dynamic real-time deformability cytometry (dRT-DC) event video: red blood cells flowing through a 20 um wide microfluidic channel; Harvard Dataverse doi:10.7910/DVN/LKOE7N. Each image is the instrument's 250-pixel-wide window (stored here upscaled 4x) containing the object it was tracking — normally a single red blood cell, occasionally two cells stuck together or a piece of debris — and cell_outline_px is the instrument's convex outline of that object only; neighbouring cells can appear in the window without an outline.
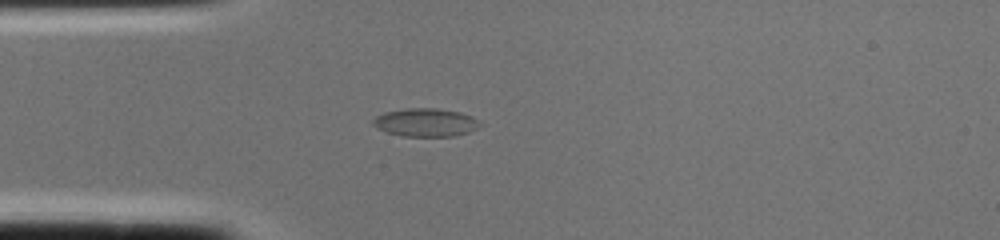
{"species": "common noctule bat (a hibernating species)", "species_latin": "Nyctalus noctula", "temperature_condition": "cold", "stored_images_in_passage": 1, "camera_frame_rate_fps": 3000, "um_per_image_px": 0.085, "animal": {"sex": "female", "body_mass_g": 22.0, "forearm_length_mm": 56.7}, "frame": {"image": 1, "passage_image": 1, "time_ms": 0.0, "image_size_px": [1000, 240], "cell_outline_px": [[484, 124], [468, 132], [452, 136], [400, 136], [388, 132], [372, 124], [372, 120], [376, 116], [384, 112], [408, 108], [436, 108], [460, 112], [472, 116], [480, 120]], "centroid_in_image_um": [36.21, 10.4], "position_along_channel_um": 48.8, "area_um2": 17.57}}